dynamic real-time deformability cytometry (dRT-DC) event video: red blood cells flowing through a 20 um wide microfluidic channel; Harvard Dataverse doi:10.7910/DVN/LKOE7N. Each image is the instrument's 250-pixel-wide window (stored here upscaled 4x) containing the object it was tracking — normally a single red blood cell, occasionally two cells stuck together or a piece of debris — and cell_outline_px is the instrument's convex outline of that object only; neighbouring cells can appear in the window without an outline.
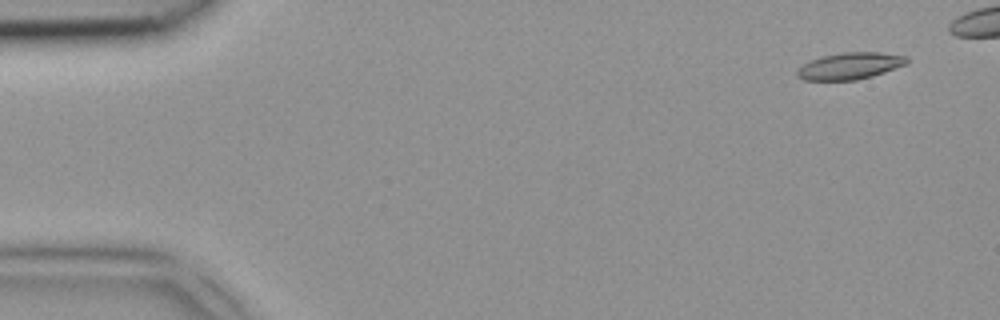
{"species": "common noctule bat (a hibernating species)", "species_latin": "Nyctalus noctula", "temperature_condition": "room temperature", "stored_images_in_passage": 5, "camera_frame_rate_fps": 3000, "um_per_image_px": 0.085, "animal": {"sex": "female", "body_mass_g": 18.4}, "frame": {"image": 1, "passage_image": 1, "time_ms": 0.0, "image_size_px": [1000, 320], "cell_outline_px": [[908, 64], [872, 76], [856, 80], [804, 80], [796, 76], [796, 72], [804, 64], [812, 60], [824, 56], [844, 52], [880, 52], [908, 56]], "centroid_in_image_um": [72.29, 5.6], "position_along_channel_um": 12.7, "area_um2": 16.99}}